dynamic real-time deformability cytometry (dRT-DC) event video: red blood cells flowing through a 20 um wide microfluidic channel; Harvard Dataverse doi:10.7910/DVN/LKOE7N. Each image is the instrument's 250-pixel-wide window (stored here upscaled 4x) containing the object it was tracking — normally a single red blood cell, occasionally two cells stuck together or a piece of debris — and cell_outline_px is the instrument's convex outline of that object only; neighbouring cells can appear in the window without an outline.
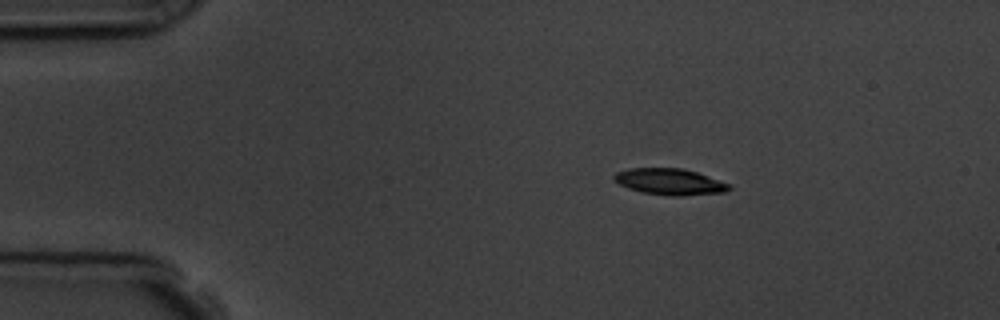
{"species": "common noctule bat (a hibernating species)", "species_latin": "Nyctalus noctula", "temperature_condition": "room temperature", "stored_images_in_passage": 3, "camera_frame_rate_fps": 3000, "um_per_image_px": 0.085, "animal": {"sex": "male", "body_mass_g": 19.5, "forearm_length_mm": 54.6}, "frame": {"image": 1, "passage_image": 1, "time_ms": 0.0, "image_size_px": [1000, 320], "cell_outline_px": [[732, 188], [724, 192], [680, 196], [668, 196], [644, 192], [628, 188], [620, 184], [612, 176], [616, 172], [628, 168], [680, 168], [696, 172], [732, 184]], "centroid_in_image_um": [56.95, 15.44], "position_along_channel_um": 28.0, "area_um2": 17.57}}
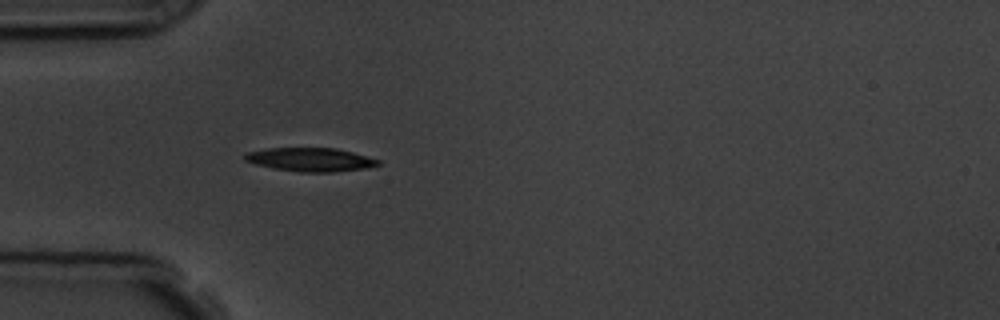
{"frame": {"image": 2, "passage_image": 3, "time_ms": 2.333, "image_size_px": [1000, 320], "cell_outline_px": [[380, 164], [364, 168], [332, 172], [300, 172], [272, 168], [256, 164], [244, 160], [244, 156], [248, 152], [268, 148], [336, 148], [352, 152], [380, 160]], "centroid_in_image_um": [26.37, 13.56], "position_along_channel_um": 58.6, "area_um2": 18.15}}